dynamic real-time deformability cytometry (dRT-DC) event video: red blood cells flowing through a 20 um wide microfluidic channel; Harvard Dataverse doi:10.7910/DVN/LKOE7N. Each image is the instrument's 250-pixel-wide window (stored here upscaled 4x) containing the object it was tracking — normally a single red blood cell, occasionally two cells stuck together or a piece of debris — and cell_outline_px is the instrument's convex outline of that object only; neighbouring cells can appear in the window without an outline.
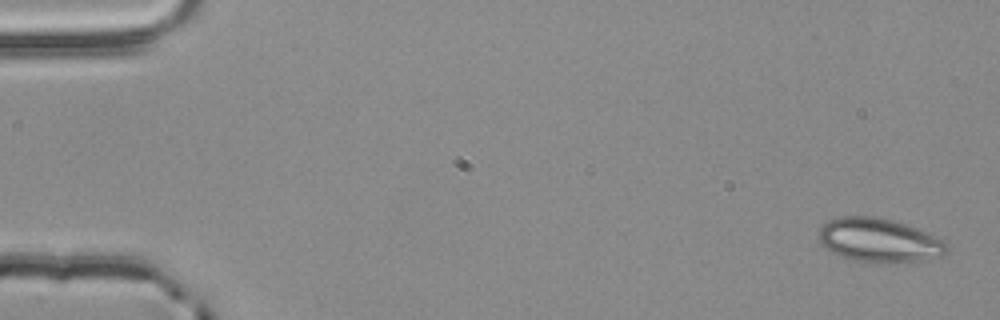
{"species": "common noctule bat (a hibernating species)", "species_latin": "Nyctalus noctula", "temperature_condition": "room temperature", "stored_images_in_passage": 4, "camera_frame_rate_fps": 3000, "um_per_image_px": 0.085, "animal": {"sex": "male", "body_mass_g": 20.4}, "frame": {"image": 1, "passage_image": 1, "time_ms": 0.0, "image_size_px": [1000, 320], "cell_outline_px": [[948, 252], [940, 256], [924, 260], [896, 264], [852, 260], [832, 252], [820, 244], [816, 240], [816, 236], [820, 228], [828, 220], [840, 216], [876, 216], [892, 220], [904, 224], [944, 240], [948, 244]], "centroid_in_image_um": [74.69, 20.44], "position_along_channel_um": 10.3, "area_um2": 33.06}}